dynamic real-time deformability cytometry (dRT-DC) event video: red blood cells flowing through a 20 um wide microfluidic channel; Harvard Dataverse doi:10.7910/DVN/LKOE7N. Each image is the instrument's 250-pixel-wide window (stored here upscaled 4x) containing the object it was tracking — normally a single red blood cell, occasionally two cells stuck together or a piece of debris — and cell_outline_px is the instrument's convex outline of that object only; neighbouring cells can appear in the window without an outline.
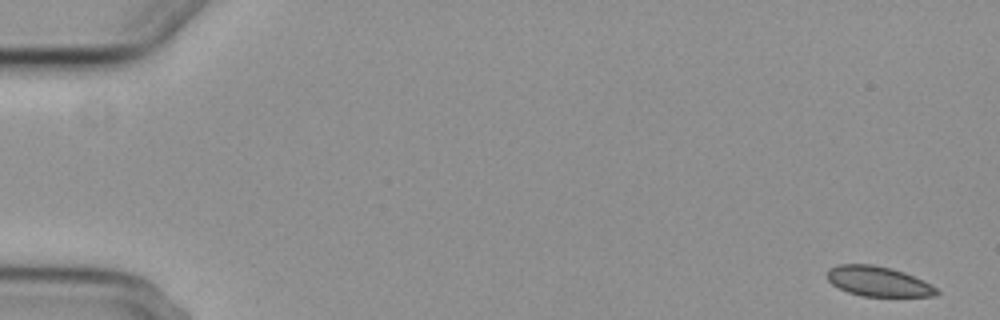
{"species": "common noctule bat (a hibernating species)", "species_latin": "Nyctalus noctula", "temperature_condition": "cold", "stored_images_in_passage": 5, "camera_frame_rate_fps": 3000, "um_per_image_px": 0.085, "animal": {"sex": "female", "body_mass_g": 29.2, "forearm_length_mm": 56.3}, "frame": {"image": 1, "passage_image": 1, "time_ms": 0.0, "image_size_px": [1000, 320], "cell_outline_px": [[940, 292], [936, 296], [860, 296], [848, 292], [832, 284], [828, 280], [828, 268], [836, 264], [872, 264], [892, 268], [904, 272], [924, 280], [932, 284]], "centroid_in_image_um": [74.66, 23.91], "position_along_channel_um": 10.3, "area_um2": 19.25}}
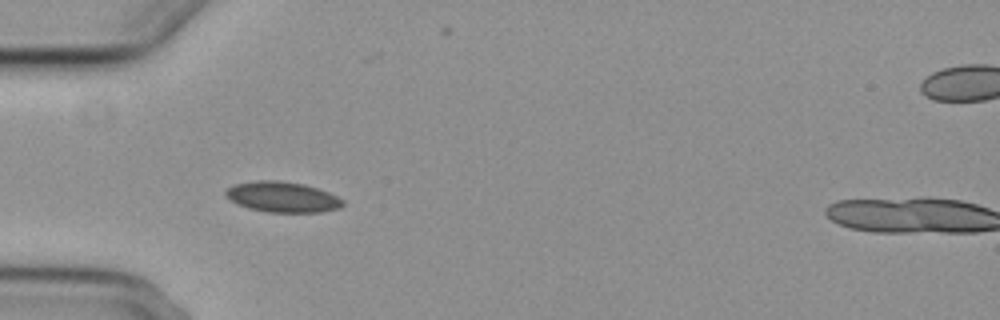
{"frame": {"image": 2, "passage_image": 5, "time_ms": 5.333, "image_size_px": [1000, 320], "cell_outline_px": [[344, 204], [340, 208], [320, 212], [268, 212], [248, 208], [236, 204], [224, 196], [224, 192], [232, 184], [256, 180], [280, 180], [304, 184], [328, 192], [344, 200]], "centroid_in_image_um": [23.96, 16.74], "position_along_channel_um": 61.0, "area_um2": 21.04}}